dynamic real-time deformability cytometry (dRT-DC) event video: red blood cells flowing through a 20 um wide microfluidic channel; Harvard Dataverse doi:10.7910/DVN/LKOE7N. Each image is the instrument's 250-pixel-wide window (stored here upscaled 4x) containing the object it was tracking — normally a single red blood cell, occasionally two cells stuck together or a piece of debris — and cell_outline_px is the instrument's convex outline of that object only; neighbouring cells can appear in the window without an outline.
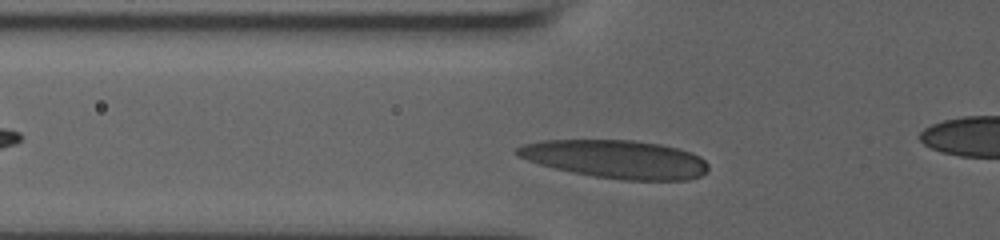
{"species": "human", "species_latin": "Homo sapiens", "temperature_condition": "room temperature", "stored_images_in_passage": 8, "segment_of_instrument_passage": [1, 2], "camera_frame_rate_fps": 3000, "um_per_image_px": 0.085, "donor": {"sex": "male"}, "frame": {"image": 1, "passage_image": 5, "time_ms": 1.333, "image_size_px": [1000, 240], "cell_outline_px": [[708, 168], [700, 176], [688, 180], [624, 180], [592, 176], [572, 172], [540, 164], [528, 160], [512, 152], [516, 148], [524, 144], [544, 140], [632, 140], [660, 144], [680, 148], [692, 152], [700, 156], [708, 164]], "centroid_in_image_um": [52.37, 13.52], "position_along_channel_um": 73.4, "area_um2": 42.54}}